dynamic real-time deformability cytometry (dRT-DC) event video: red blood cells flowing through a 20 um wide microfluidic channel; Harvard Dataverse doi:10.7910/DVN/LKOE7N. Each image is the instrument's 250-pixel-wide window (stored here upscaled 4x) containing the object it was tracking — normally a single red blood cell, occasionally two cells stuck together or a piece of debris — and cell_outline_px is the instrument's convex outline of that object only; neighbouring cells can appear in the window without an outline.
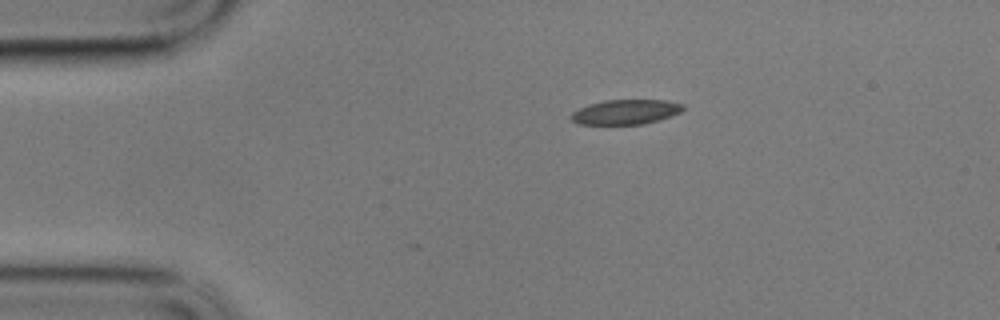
{"species": "common noctule bat (a hibernating species)", "species_latin": "Nyctalus noctula", "temperature_condition": "cold", "stored_images_in_passage": 48, "camera_frame_rate_fps": 3000, "um_per_image_px": 0.085, "animal": {"sex": "male", "body_mass_g": 17.9}, "frame": {"image": 1, "passage_image": 1, "time_ms": 0.0, "image_size_px": [1000, 320], "cell_outline_px": [[684, 108], [680, 112], [672, 116], [660, 120], [644, 124], [576, 124], [568, 116], [572, 112], [588, 104], [604, 100], [668, 100], [684, 104]], "centroid_in_image_um": [53.18, 9.51], "position_along_channel_um": 31.8, "area_um2": 16.36}}
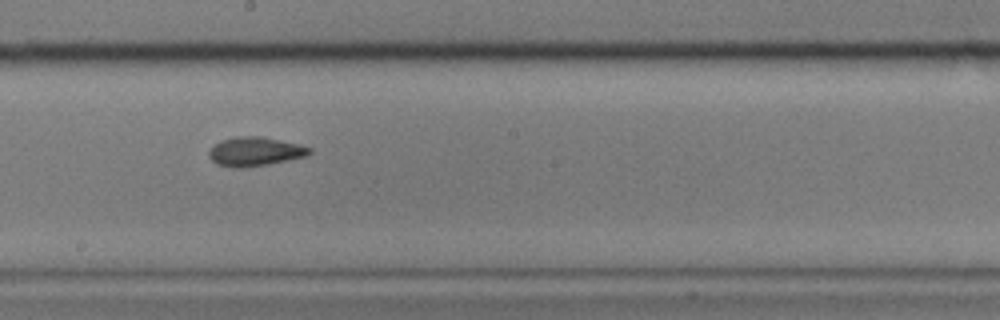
{"frame": {"image": 2, "passage_image": 22, "time_ms": 7.0, "image_size_px": [1000, 320], "cell_outline_px": [[312, 152], [308, 156], [268, 164], [244, 168], [232, 168], [216, 164], [208, 156], [208, 152], [220, 140], [236, 136], [260, 136], [300, 144], [312, 148]], "centroid_in_image_um": [21.69, 12.88], "position_along_channel_um": 226.5, "area_um2": 17.17}}
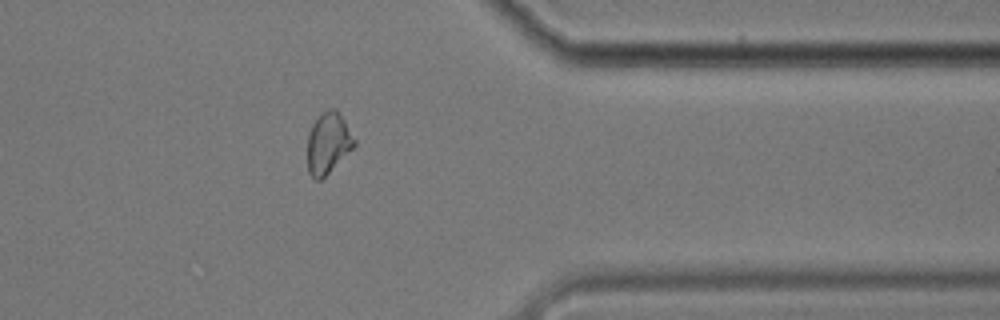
{"frame": {"image": 3, "passage_image": 37, "time_ms": 12.0, "image_size_px": [1000, 320], "cell_outline_px": [[356, 144], [320, 180], [316, 180], [308, 172], [308, 132], [312, 124], [320, 112], [332, 108], [336, 108], [344, 120], [356, 140]], "centroid_in_image_um": [27.88, 12.12], "position_along_channel_um": 383.5, "area_um2": 16.47}, "authors_computed_cell_mechanics": {"area_um2": 16.9932, "velocity_mm_per_s": 3.3958, "shape_relaxation_time_tau1_ms": 5.1038, "shape_relaxation_time_tau2_ms": 2.9203, "deformation_change_tau1": 0.1201, "deformation_change_tau2": 0.0854}}